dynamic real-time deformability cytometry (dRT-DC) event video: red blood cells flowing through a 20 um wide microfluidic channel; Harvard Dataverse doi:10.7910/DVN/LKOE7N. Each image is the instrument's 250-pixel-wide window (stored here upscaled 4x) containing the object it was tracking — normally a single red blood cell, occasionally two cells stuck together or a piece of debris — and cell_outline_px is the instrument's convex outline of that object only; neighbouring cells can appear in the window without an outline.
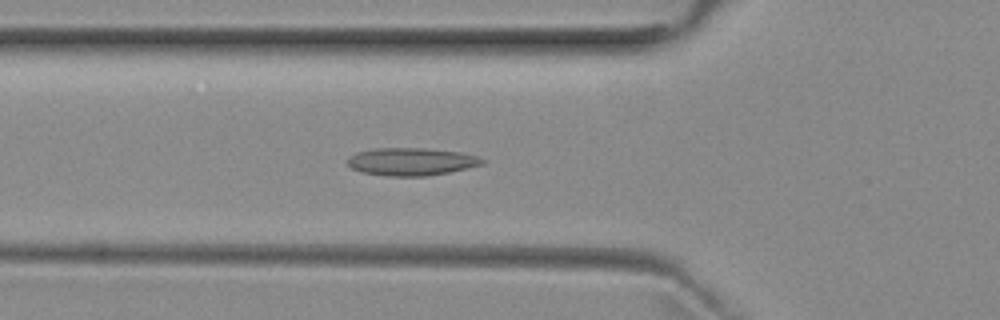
{"species": "common noctule bat (a hibernating species)", "species_latin": "Nyctalus noctula", "temperature_condition": "room temperature", "stored_images_in_passage": 51, "camera_frame_rate_fps": 3000, "um_per_image_px": 0.085, "animal": {"sex": "female", "body_mass_g": 29.2, "forearm_length_mm": 56.3}, "frame": {"image": 1, "passage_image": 17, "time_ms": 5.333, "image_size_px": [1000, 320], "cell_outline_px": [[488, 160], [484, 164], [448, 172], [428, 176], [388, 176], [360, 172], [352, 168], [348, 164], [348, 156], [356, 152], [376, 148], [428, 148], [460, 152], [476, 156]], "centroid_in_image_um": [34.96, 13.73], "position_along_channel_um": 90.8, "area_um2": 21.85}}
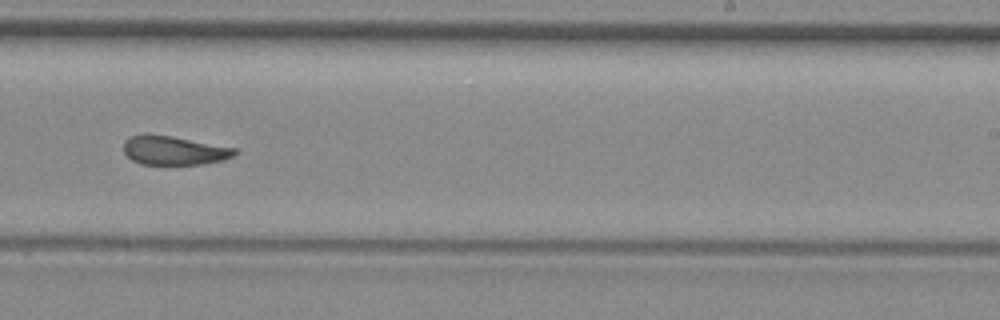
{"frame": {"image": 2, "passage_image": 31, "time_ms": 10.0, "image_size_px": [1000, 320], "cell_outline_px": [[240, 152], [236, 156], [224, 160], [204, 164], [140, 164], [132, 160], [124, 152], [124, 140], [132, 136], [144, 132], [148, 132], [236, 148]], "centroid_in_image_um": [14.8, 12.78], "position_along_channel_um": 274.2, "area_um2": 19.02}}
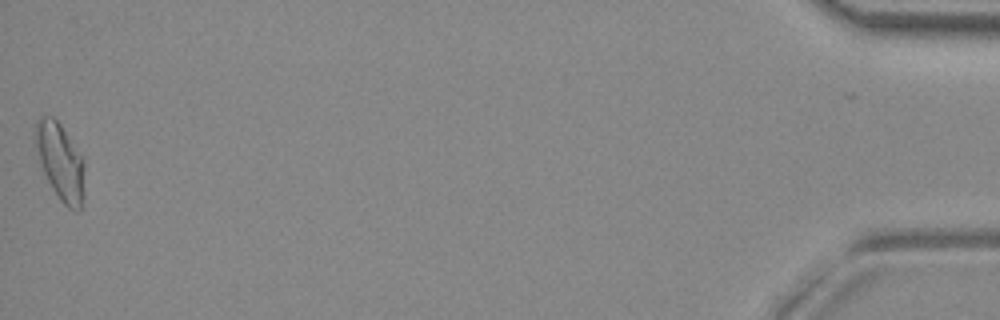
{"frame": {"image": 3, "passage_image": 51, "time_ms": 16.667, "image_size_px": [1000, 320], "cell_outline_px": [[84, 192], [80, 208], [76, 212], [68, 208], [60, 200], [52, 188], [44, 172], [32, 140], [36, 120], [40, 116], [52, 116], [60, 124], [84, 160]], "centroid_in_image_um": [5.1, 13.72], "position_along_channel_um": 430.1, "area_um2": 22.14}, "authors_computed_cell_mechanics": {"area_um2": 19.9988, "velocity_mm_per_s": 3.9279, "shape_relaxation_time_tau1_ms": 4.1149, "shape_relaxation_time_tau2_ms": 2.8478, "deformation_change_tau1": 0.1387, "deformation_change_tau2": 0.1004}}